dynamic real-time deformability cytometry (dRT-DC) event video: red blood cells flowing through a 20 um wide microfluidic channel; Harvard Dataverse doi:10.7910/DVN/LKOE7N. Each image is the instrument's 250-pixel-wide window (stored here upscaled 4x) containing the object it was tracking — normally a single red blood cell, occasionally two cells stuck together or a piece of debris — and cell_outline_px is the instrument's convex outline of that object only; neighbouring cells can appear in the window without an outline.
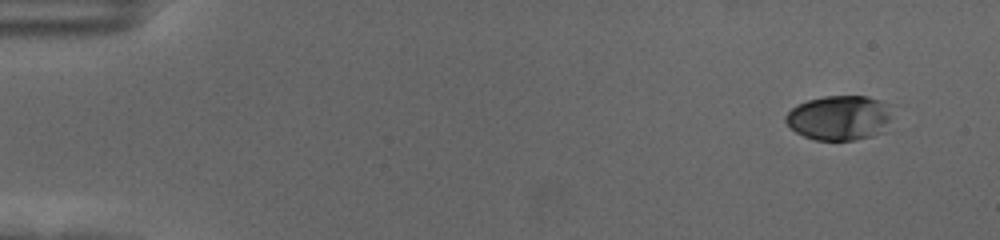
{"species": "human", "species_latin": "Homo sapiens", "temperature_condition": "cold", "stored_images_in_passage": 55, "camera_frame_rate_fps": 3000, "um_per_image_px": 0.085, "donor": {"sex": "female"}, "frame": {"image": 1, "passage_image": 1, "time_ms": 0.0, "image_size_px": [1000, 240], "cell_outline_px": [[896, 104], [884, 132], [872, 136], [852, 140], [816, 140], [804, 136], [796, 132], [784, 120], [784, 116], [796, 104], [808, 100], [824, 96], [868, 96]], "centroid_in_image_um": [71.42, 9.99], "position_along_channel_um": 13.6, "area_um2": 28.38}}
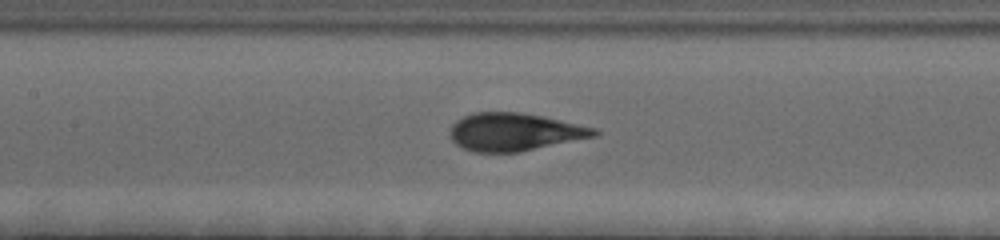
{"frame": {"image": 2, "passage_image": 25, "time_ms": 8.0, "image_size_px": [1000, 240], "cell_outline_px": [[600, 132], [596, 136], [520, 152], [472, 152], [456, 144], [452, 140], [452, 124], [456, 120], [472, 112], [520, 112], [540, 116], [596, 128]], "centroid_in_image_um": [43.73, 11.22], "position_along_channel_um": 163.7, "area_um2": 31.5}}
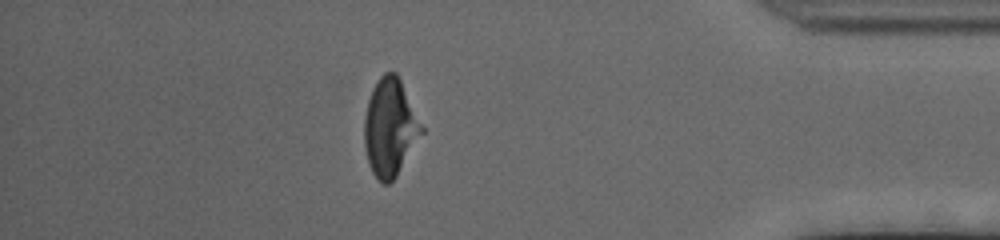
{"frame": {"image": 3, "passage_image": 48, "time_ms": 15.667, "image_size_px": [1000, 240], "cell_outline_px": [[424, 132], [396, 176], [388, 184], [380, 184], [372, 172], [368, 164], [364, 144], [364, 116], [368, 100], [372, 88], [380, 76], [384, 72], [396, 72], [424, 128]], "centroid_in_image_um": [33.13, 10.86], "position_along_channel_um": 402.1, "area_um2": 32.6}, "authors_computed_cell_mechanics": {"area_um2": 32.1946, "velocity_mm_per_s": 3.5655, "shape_relaxation_time_tau1_ms": 4.6202, "shape_relaxation_time_tau2_ms": null, "deformation_change_tau1": 0.1988, "deformation_change_tau2": null}}